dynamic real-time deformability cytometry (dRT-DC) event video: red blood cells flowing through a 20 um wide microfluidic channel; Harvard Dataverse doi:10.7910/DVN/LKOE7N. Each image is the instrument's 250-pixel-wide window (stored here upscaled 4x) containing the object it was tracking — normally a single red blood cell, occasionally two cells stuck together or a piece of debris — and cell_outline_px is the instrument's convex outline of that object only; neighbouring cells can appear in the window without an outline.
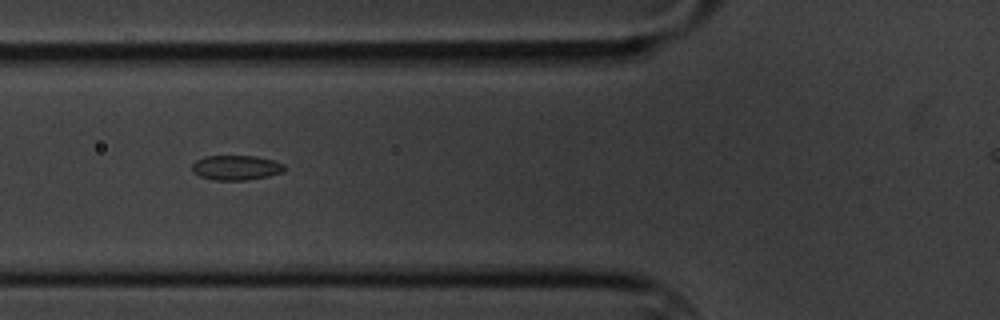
{"species": "common noctule bat (a hibernating species)", "species_latin": "Nyctalus noctula", "temperature_condition": "cold", "stored_images_in_passage": 5, "camera_frame_rate_fps": 3000, "um_per_image_px": 0.085, "animal": {"sex": "male", "body_mass_g": 20.1, "forearm_length_mm": 53.5}, "frame": {"image": 1, "passage_image": 4, "time_ms": 3.667, "image_size_px": [1000, 320], "cell_outline_px": [[284, 172], [268, 176], [248, 180], [216, 180], [200, 176], [192, 172], [192, 164], [196, 160], [204, 156], [256, 156], [272, 160], [284, 164]], "centroid_in_image_um": [20.06, 14.25], "position_along_channel_um": 105.7, "area_um2": 13.35}}
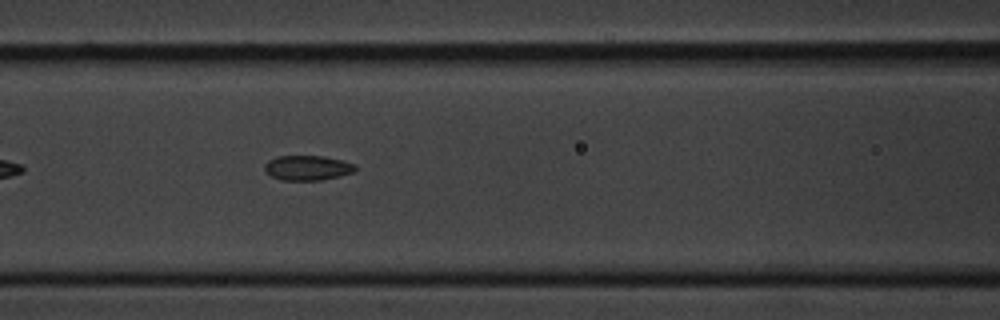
{"frame": {"image": 2, "passage_image": 5, "time_ms": 4.667, "image_size_px": [1000, 320], "cell_outline_px": [[356, 172], [340, 176], [320, 180], [280, 180], [264, 172], [264, 164], [268, 160], [276, 156], [324, 156], [344, 160], [356, 164]], "centroid_in_image_um": [26.15, 14.26], "position_along_channel_um": 140.5, "area_um2": 13.41}}